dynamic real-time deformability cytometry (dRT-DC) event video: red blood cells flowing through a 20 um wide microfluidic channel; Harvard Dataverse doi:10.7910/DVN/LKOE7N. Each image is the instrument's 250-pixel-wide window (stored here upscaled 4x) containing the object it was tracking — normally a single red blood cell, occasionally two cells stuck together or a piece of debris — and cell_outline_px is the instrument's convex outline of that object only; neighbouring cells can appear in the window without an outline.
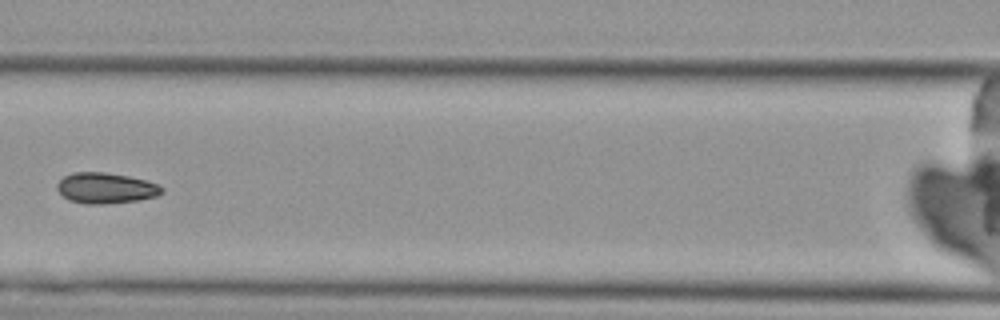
{"species": "Egyptian fruit bat (a non-hibernating species)", "species_latin": "Rousettus aegyptiacus", "temperature_condition": "cold", "stored_images_in_passage": 8, "camera_frame_rate_fps": 3000, "um_per_image_px": 0.085, "animal": {"sex": "female"}, "frame": {"image": 1, "passage_image": 7, "time_ms": 7.0, "image_size_px": [1000, 320], "cell_outline_px": [[164, 192], [156, 196], [140, 200], [104, 204], [84, 204], [68, 200], [56, 188], [56, 184], [64, 176], [72, 172], [104, 172], [128, 176], [144, 180], [156, 184], [164, 188]], "centroid_in_image_um": [8.97, 15.99], "position_along_channel_um": 157.6, "area_um2": 18.79}}
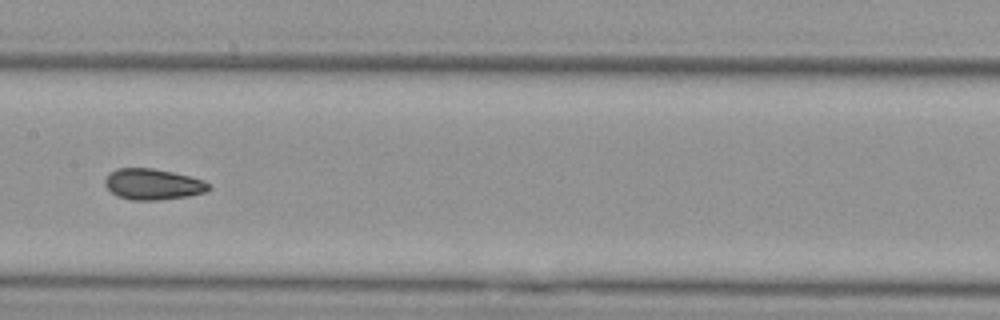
{"frame": {"image": 2, "passage_image": 8, "time_ms": 8.0, "image_size_px": [1000, 320], "cell_outline_px": [[212, 188], [208, 192], [188, 196], [160, 200], [132, 200], [116, 196], [104, 184], [104, 180], [108, 172], [116, 168], [152, 168], [172, 172], [204, 180]], "centroid_in_image_um": [12.98, 15.66], "position_along_channel_um": 194.4, "area_um2": 18.9}}